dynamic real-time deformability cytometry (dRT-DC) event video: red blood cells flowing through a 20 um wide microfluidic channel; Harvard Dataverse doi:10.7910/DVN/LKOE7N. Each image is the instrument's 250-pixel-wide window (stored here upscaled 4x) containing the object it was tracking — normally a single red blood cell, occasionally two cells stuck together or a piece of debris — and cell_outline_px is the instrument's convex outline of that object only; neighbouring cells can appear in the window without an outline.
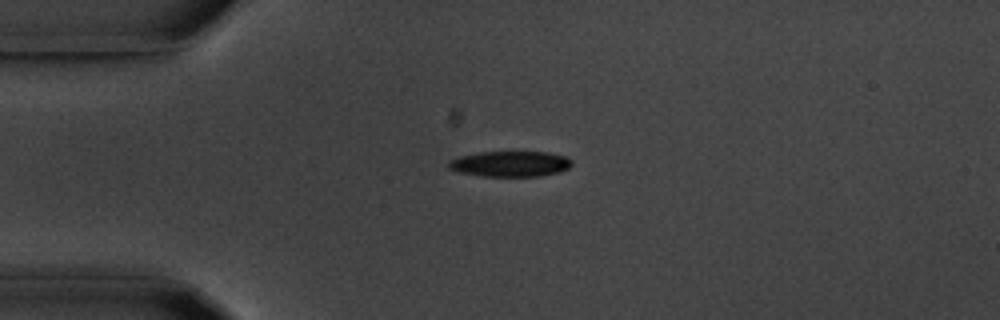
{"species": "common noctule bat (a hibernating species)", "species_latin": "Nyctalus noctula", "temperature_condition": "room temperature", "stored_images_in_passage": 42, "camera_frame_rate_fps": 3000, "um_per_image_px": 0.085, "animal": {"sex": "male", "body_mass_g": 20.1, "forearm_length_mm": 53.5}, "frame": {"image": 1, "passage_image": 1, "time_ms": 0.0, "image_size_px": [1000, 320], "cell_outline_px": [[572, 164], [568, 168], [560, 172], [540, 176], [480, 176], [456, 172], [448, 168], [448, 160], [460, 156], [476, 152], [548, 152], [564, 156], [572, 160]], "centroid_in_image_um": [43.33, 13.93], "position_along_channel_um": 41.7, "area_um2": 18.55}}
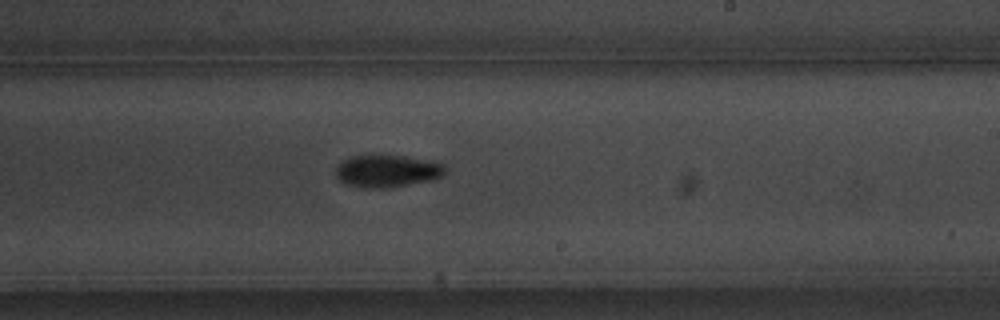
{"frame": {"image": 2, "passage_image": 20, "time_ms": 6.333, "image_size_px": [1000, 320], "cell_outline_px": [[448, 168], [440, 176], [428, 180], [384, 188], [364, 188], [344, 184], [336, 176], [336, 168], [340, 160], [348, 156], [380, 152], [432, 160], [444, 164]], "centroid_in_image_um": [32.84, 14.47], "position_along_channel_um": 256.2, "area_um2": 21.39}}
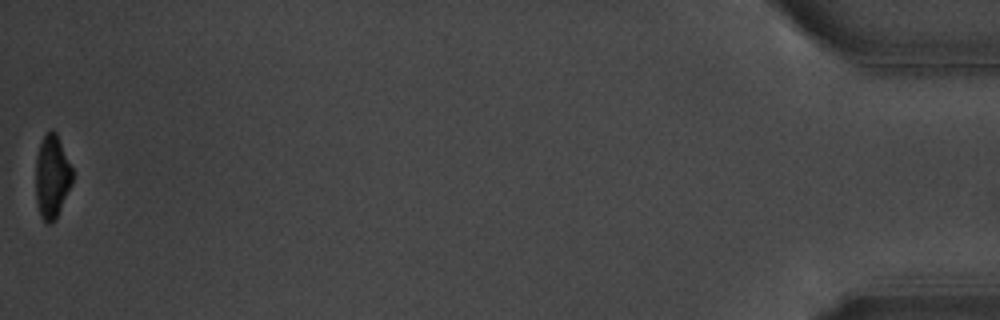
{"frame": {"image": 3, "passage_image": 42, "time_ms": 13.667, "image_size_px": [1000, 320], "cell_outline_px": [[72, 184], [56, 220], [48, 224], [40, 216], [36, 204], [36, 156], [40, 144], [44, 136], [52, 128], [56, 132], [72, 168]], "centroid_in_image_um": [4.42, 15.05], "position_along_channel_um": 430.8, "area_um2": 17.86}, "authors_computed_cell_mechanics": {"area_um2": 19.8543, "velocity_mm_per_s": 3.724, "shape_relaxation_time_tau1_ms": 2.2258, "shape_relaxation_time_tau2_ms": null, "deformation_change_tau1": 0.1289, "deformation_change_tau2": null}}